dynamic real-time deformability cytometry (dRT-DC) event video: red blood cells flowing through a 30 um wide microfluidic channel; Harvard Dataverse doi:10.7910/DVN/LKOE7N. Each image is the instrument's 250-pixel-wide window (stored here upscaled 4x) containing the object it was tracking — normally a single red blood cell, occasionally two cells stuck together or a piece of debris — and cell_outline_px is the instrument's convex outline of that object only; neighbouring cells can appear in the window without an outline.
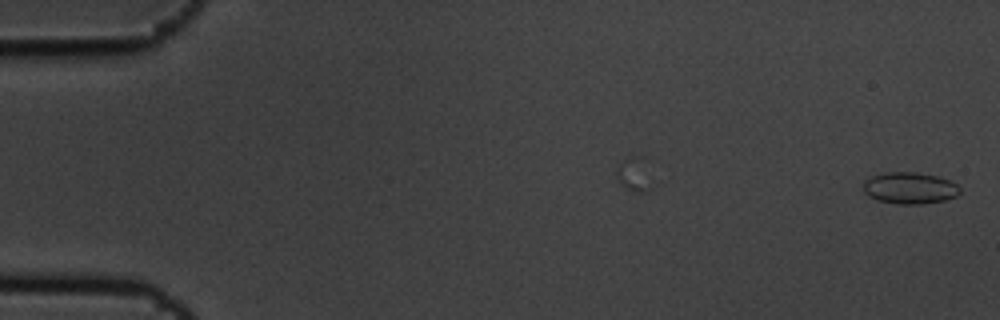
{"species": "common noctule bat (a hibernating species)", "species_latin": "Nyctalus noctula", "temperature_condition": "cold", "stored_images_in_passage": 2, "camera_frame_rate_fps": 3000, "um_per_image_px": 0.085, "animal": {"sex": "male", "body_mass_g": 19.5, "forearm_length_mm": 54.6}, "frame": {"image": 1, "passage_image": 2, "time_ms": 0.333, "image_size_px": [1000, 320], "cell_outline_px": [[960, 192], [956, 196], [944, 200], [920, 204], [896, 204], [876, 200], [868, 196], [864, 192], [864, 180], [872, 176], [884, 172], [916, 172], [936, 176], [948, 180], [956, 184], [960, 188]], "centroid_in_image_um": [77.29, 15.99], "position_along_channel_um": 7.7, "area_um2": 17.8}}